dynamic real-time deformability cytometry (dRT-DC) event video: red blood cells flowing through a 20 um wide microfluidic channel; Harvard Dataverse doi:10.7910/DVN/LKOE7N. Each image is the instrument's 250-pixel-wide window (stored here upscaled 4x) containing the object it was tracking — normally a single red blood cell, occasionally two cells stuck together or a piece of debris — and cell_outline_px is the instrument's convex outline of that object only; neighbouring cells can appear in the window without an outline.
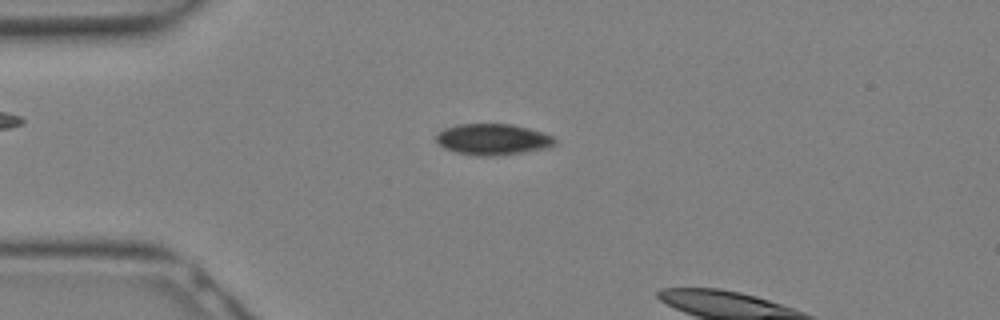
{"species": "Egyptian fruit bat (a non-hibernating species)", "species_latin": "Rousettus aegyptiacus", "temperature_condition": "warm", "stored_images_in_passage": 8, "camera_frame_rate_fps": 3000, "um_per_image_px": 0.085, "animal": {"sex": "female"}, "frame": {"image": 1, "passage_image": 6, "time_ms": 1.667, "image_size_px": [1000, 320], "cell_outline_px": [[556, 144], [548, 148], [492, 156], [476, 156], [456, 152], [444, 148], [436, 140], [436, 132], [444, 128], [456, 124], [512, 124], [544, 132], [552, 136], [556, 140]], "centroid_in_image_um": [41.87, 11.84], "position_along_channel_um": 43.1, "area_um2": 21.62}}